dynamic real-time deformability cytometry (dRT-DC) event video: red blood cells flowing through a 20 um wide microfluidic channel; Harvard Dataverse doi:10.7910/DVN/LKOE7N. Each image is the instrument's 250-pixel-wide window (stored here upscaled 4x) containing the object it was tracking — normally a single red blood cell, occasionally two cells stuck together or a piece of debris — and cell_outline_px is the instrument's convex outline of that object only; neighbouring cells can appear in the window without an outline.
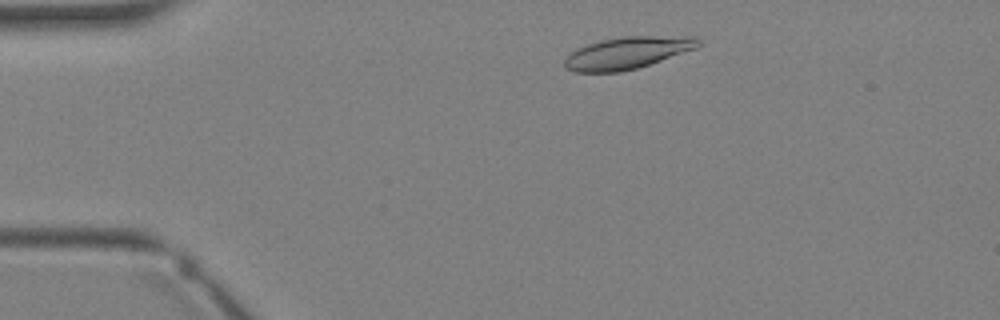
{"species": "Egyptian fruit bat (a non-hibernating species)", "species_latin": "Rousettus aegyptiacus", "temperature_condition": "warm", "stored_images_in_passage": 3, "camera_frame_rate_fps": 3000, "um_per_image_px": 0.085, "animal": {"sex": "female"}, "frame": {"image": 1, "passage_image": 2, "time_ms": 2.333, "image_size_px": [1000, 320], "cell_outline_px": [[700, 44], [696, 48], [636, 68], [620, 72], [576, 72], [564, 68], [564, 60], [576, 48], [600, 40], [624, 36], [696, 36], [700, 40]], "centroid_in_image_um": [53.3, 4.48], "position_along_channel_um": 31.7, "area_um2": 24.8}}